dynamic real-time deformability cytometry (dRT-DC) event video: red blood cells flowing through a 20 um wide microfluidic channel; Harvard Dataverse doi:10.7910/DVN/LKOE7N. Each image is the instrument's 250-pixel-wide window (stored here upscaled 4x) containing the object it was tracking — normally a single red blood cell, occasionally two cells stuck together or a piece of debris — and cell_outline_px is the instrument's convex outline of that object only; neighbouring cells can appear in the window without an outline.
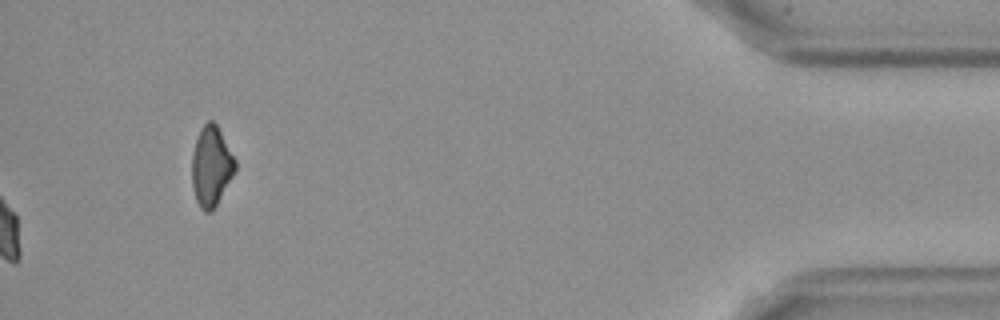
{"species": "Egyptian fruit bat (a non-hibernating species)", "species_latin": "Rousettus aegyptiacus", "temperature_condition": "cold", "stored_images_in_passage": 59, "camera_frame_rate_fps": 3000, "um_per_image_px": 0.085, "frame": {"image": 1, "passage_image": 59, "time_ms": 19.333, "image_size_px": [1000, 320], "cell_outline_px": [[236, 168], [232, 176], [212, 212], [204, 212], [200, 208], [196, 200], [192, 184], [192, 152], [200, 128], [208, 120], [212, 120], [216, 124], [236, 160]], "centroid_in_image_um": [17.94, 14.13], "position_along_channel_um": 417.3, "area_um2": 20.0}, "authors_computed_cell_mechanics": {"area_um2": 21.3282, "velocity_mm_per_s": 3.5879, "shape_relaxation_time_tau1_ms": null, "shape_relaxation_time_tau2_ms": 3.1521, "deformation_change_tau1": null, "deformation_change_tau2": 0.0778}}